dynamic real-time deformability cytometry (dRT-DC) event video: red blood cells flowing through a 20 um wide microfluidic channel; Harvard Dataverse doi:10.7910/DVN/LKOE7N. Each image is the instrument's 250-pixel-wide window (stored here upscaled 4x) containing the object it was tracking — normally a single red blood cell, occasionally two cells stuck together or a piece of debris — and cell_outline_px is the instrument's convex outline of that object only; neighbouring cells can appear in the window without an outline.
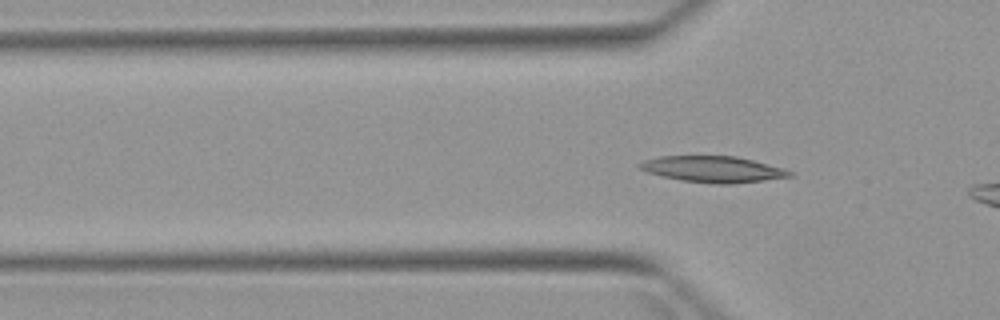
{"species": "Egyptian fruit bat (a non-hibernating species)", "species_latin": "Rousettus aegyptiacus", "temperature_condition": "warm", "stored_images_in_passage": 6, "segment_of_instrument_passage": [2, 2], "camera_frame_rate_fps": 3000, "um_per_image_px": 0.085, "animal": {"sex": "female"}, "frame": {"image": 1, "passage_image": 6, "time_ms": 5.667, "image_size_px": [1000, 320], "cell_outline_px": [[792, 176], [764, 180], [732, 184], [716, 184], [680, 180], [648, 172], [640, 168], [636, 164], [644, 160], [660, 156], [736, 156], [784, 168], [792, 172]], "centroid_in_image_um": [60.6, 14.38], "position_along_channel_um": 65.2, "area_um2": 22.72}}